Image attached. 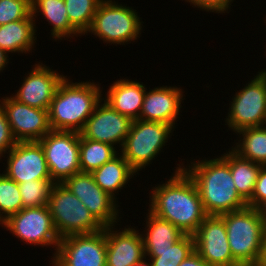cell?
Masks as SVG:
<instances>
[{"label": "cell", "instance_id": "29", "mask_svg": "<svg viewBox=\"0 0 266 266\" xmlns=\"http://www.w3.org/2000/svg\"><path fill=\"white\" fill-rule=\"evenodd\" d=\"M102 0H64L70 24L85 35Z\"/></svg>", "mask_w": 266, "mask_h": 266}, {"label": "cell", "instance_id": "11", "mask_svg": "<svg viewBox=\"0 0 266 266\" xmlns=\"http://www.w3.org/2000/svg\"><path fill=\"white\" fill-rule=\"evenodd\" d=\"M63 184L82 201L103 227L116 225L121 219L118 201L95 183L91 173H76Z\"/></svg>", "mask_w": 266, "mask_h": 266}, {"label": "cell", "instance_id": "16", "mask_svg": "<svg viewBox=\"0 0 266 266\" xmlns=\"http://www.w3.org/2000/svg\"><path fill=\"white\" fill-rule=\"evenodd\" d=\"M56 254L69 266H106L105 229L60 239Z\"/></svg>", "mask_w": 266, "mask_h": 266}, {"label": "cell", "instance_id": "18", "mask_svg": "<svg viewBox=\"0 0 266 266\" xmlns=\"http://www.w3.org/2000/svg\"><path fill=\"white\" fill-rule=\"evenodd\" d=\"M130 227L121 231L115 225L104 227L106 266H134L145 257L142 235L136 227Z\"/></svg>", "mask_w": 266, "mask_h": 266}, {"label": "cell", "instance_id": "38", "mask_svg": "<svg viewBox=\"0 0 266 266\" xmlns=\"http://www.w3.org/2000/svg\"><path fill=\"white\" fill-rule=\"evenodd\" d=\"M9 59L10 58H9L8 54L5 51H3V50L0 49V73H1V71L3 72V70L5 69V67L8 66Z\"/></svg>", "mask_w": 266, "mask_h": 266}, {"label": "cell", "instance_id": "31", "mask_svg": "<svg viewBox=\"0 0 266 266\" xmlns=\"http://www.w3.org/2000/svg\"><path fill=\"white\" fill-rule=\"evenodd\" d=\"M53 185L54 182L51 179L30 180L18 184L23 208L48 205Z\"/></svg>", "mask_w": 266, "mask_h": 266}, {"label": "cell", "instance_id": "2", "mask_svg": "<svg viewBox=\"0 0 266 266\" xmlns=\"http://www.w3.org/2000/svg\"><path fill=\"white\" fill-rule=\"evenodd\" d=\"M218 158L191 161L182 169L195 183L207 215L242 209L247 203L237 193L230 170V149Z\"/></svg>", "mask_w": 266, "mask_h": 266}, {"label": "cell", "instance_id": "30", "mask_svg": "<svg viewBox=\"0 0 266 266\" xmlns=\"http://www.w3.org/2000/svg\"><path fill=\"white\" fill-rule=\"evenodd\" d=\"M23 209L18 184L0 173V225L8 217Z\"/></svg>", "mask_w": 266, "mask_h": 266}, {"label": "cell", "instance_id": "34", "mask_svg": "<svg viewBox=\"0 0 266 266\" xmlns=\"http://www.w3.org/2000/svg\"><path fill=\"white\" fill-rule=\"evenodd\" d=\"M183 1V0H182ZM189 2L192 7L199 8L202 11L214 12V13H229L228 9H231V4L234 0H185ZM232 2V3H231Z\"/></svg>", "mask_w": 266, "mask_h": 266}, {"label": "cell", "instance_id": "5", "mask_svg": "<svg viewBox=\"0 0 266 266\" xmlns=\"http://www.w3.org/2000/svg\"><path fill=\"white\" fill-rule=\"evenodd\" d=\"M141 20L133 7L102 0L86 35L91 33L106 44H129L140 38L144 23Z\"/></svg>", "mask_w": 266, "mask_h": 266}, {"label": "cell", "instance_id": "4", "mask_svg": "<svg viewBox=\"0 0 266 266\" xmlns=\"http://www.w3.org/2000/svg\"><path fill=\"white\" fill-rule=\"evenodd\" d=\"M219 216L224 220L233 258L241 266H256L266 228L257 208L246 206Z\"/></svg>", "mask_w": 266, "mask_h": 266}, {"label": "cell", "instance_id": "14", "mask_svg": "<svg viewBox=\"0 0 266 266\" xmlns=\"http://www.w3.org/2000/svg\"><path fill=\"white\" fill-rule=\"evenodd\" d=\"M7 154L3 173L17 184L51 179L43 147L38 141L17 142Z\"/></svg>", "mask_w": 266, "mask_h": 266}, {"label": "cell", "instance_id": "40", "mask_svg": "<svg viewBox=\"0 0 266 266\" xmlns=\"http://www.w3.org/2000/svg\"><path fill=\"white\" fill-rule=\"evenodd\" d=\"M53 259L50 261L52 262V266H69L67 265L56 253H53Z\"/></svg>", "mask_w": 266, "mask_h": 266}, {"label": "cell", "instance_id": "20", "mask_svg": "<svg viewBox=\"0 0 266 266\" xmlns=\"http://www.w3.org/2000/svg\"><path fill=\"white\" fill-rule=\"evenodd\" d=\"M146 90L143 82L122 78L110 85L102 99L120 114L136 120L139 119Z\"/></svg>", "mask_w": 266, "mask_h": 266}, {"label": "cell", "instance_id": "8", "mask_svg": "<svg viewBox=\"0 0 266 266\" xmlns=\"http://www.w3.org/2000/svg\"><path fill=\"white\" fill-rule=\"evenodd\" d=\"M260 71L230 101L225 122L235 133L266 126V69Z\"/></svg>", "mask_w": 266, "mask_h": 266}, {"label": "cell", "instance_id": "28", "mask_svg": "<svg viewBox=\"0 0 266 266\" xmlns=\"http://www.w3.org/2000/svg\"><path fill=\"white\" fill-rule=\"evenodd\" d=\"M193 251L194 237L193 235L185 234L164 251H145V257L148 256L151 266H179Z\"/></svg>", "mask_w": 266, "mask_h": 266}, {"label": "cell", "instance_id": "36", "mask_svg": "<svg viewBox=\"0 0 266 266\" xmlns=\"http://www.w3.org/2000/svg\"><path fill=\"white\" fill-rule=\"evenodd\" d=\"M179 266H210L208 265L201 256L194 250L188 255Z\"/></svg>", "mask_w": 266, "mask_h": 266}, {"label": "cell", "instance_id": "39", "mask_svg": "<svg viewBox=\"0 0 266 266\" xmlns=\"http://www.w3.org/2000/svg\"><path fill=\"white\" fill-rule=\"evenodd\" d=\"M257 210L266 226V200L257 207Z\"/></svg>", "mask_w": 266, "mask_h": 266}, {"label": "cell", "instance_id": "37", "mask_svg": "<svg viewBox=\"0 0 266 266\" xmlns=\"http://www.w3.org/2000/svg\"><path fill=\"white\" fill-rule=\"evenodd\" d=\"M256 266H266V228L263 237L261 256Z\"/></svg>", "mask_w": 266, "mask_h": 266}, {"label": "cell", "instance_id": "9", "mask_svg": "<svg viewBox=\"0 0 266 266\" xmlns=\"http://www.w3.org/2000/svg\"><path fill=\"white\" fill-rule=\"evenodd\" d=\"M7 231L26 244L58 250L60 237L55 229L48 205L23 208L1 223Z\"/></svg>", "mask_w": 266, "mask_h": 266}, {"label": "cell", "instance_id": "15", "mask_svg": "<svg viewBox=\"0 0 266 266\" xmlns=\"http://www.w3.org/2000/svg\"><path fill=\"white\" fill-rule=\"evenodd\" d=\"M103 99L98 103L92 115L87 119L80 134L94 141L122 147L130 132L133 120L114 110Z\"/></svg>", "mask_w": 266, "mask_h": 266}, {"label": "cell", "instance_id": "23", "mask_svg": "<svg viewBox=\"0 0 266 266\" xmlns=\"http://www.w3.org/2000/svg\"><path fill=\"white\" fill-rule=\"evenodd\" d=\"M95 183L116 200L120 192L137 173L129 166L128 162L119 153L109 162L93 171Z\"/></svg>", "mask_w": 266, "mask_h": 266}, {"label": "cell", "instance_id": "27", "mask_svg": "<svg viewBox=\"0 0 266 266\" xmlns=\"http://www.w3.org/2000/svg\"><path fill=\"white\" fill-rule=\"evenodd\" d=\"M114 146L84 138L79 133V164L80 171L92 173L109 162L119 152Z\"/></svg>", "mask_w": 266, "mask_h": 266}, {"label": "cell", "instance_id": "10", "mask_svg": "<svg viewBox=\"0 0 266 266\" xmlns=\"http://www.w3.org/2000/svg\"><path fill=\"white\" fill-rule=\"evenodd\" d=\"M38 142L43 147L54 183H63L72 175L81 172L78 132L51 130Z\"/></svg>", "mask_w": 266, "mask_h": 266}, {"label": "cell", "instance_id": "1", "mask_svg": "<svg viewBox=\"0 0 266 266\" xmlns=\"http://www.w3.org/2000/svg\"><path fill=\"white\" fill-rule=\"evenodd\" d=\"M177 165L168 181L152 187L148 210L184 234L193 235L208 215L195 183L182 166Z\"/></svg>", "mask_w": 266, "mask_h": 266}, {"label": "cell", "instance_id": "12", "mask_svg": "<svg viewBox=\"0 0 266 266\" xmlns=\"http://www.w3.org/2000/svg\"><path fill=\"white\" fill-rule=\"evenodd\" d=\"M194 250L210 266H241L232 256L224 220L208 215L193 234Z\"/></svg>", "mask_w": 266, "mask_h": 266}, {"label": "cell", "instance_id": "3", "mask_svg": "<svg viewBox=\"0 0 266 266\" xmlns=\"http://www.w3.org/2000/svg\"><path fill=\"white\" fill-rule=\"evenodd\" d=\"M66 77L59 83L50 103L49 123L55 131L80 133L103 94L100 85L95 82L74 83Z\"/></svg>", "mask_w": 266, "mask_h": 266}, {"label": "cell", "instance_id": "21", "mask_svg": "<svg viewBox=\"0 0 266 266\" xmlns=\"http://www.w3.org/2000/svg\"><path fill=\"white\" fill-rule=\"evenodd\" d=\"M36 20L32 14L19 21L0 25V49L9 53H29L36 43Z\"/></svg>", "mask_w": 266, "mask_h": 266}, {"label": "cell", "instance_id": "35", "mask_svg": "<svg viewBox=\"0 0 266 266\" xmlns=\"http://www.w3.org/2000/svg\"><path fill=\"white\" fill-rule=\"evenodd\" d=\"M266 200V166H262L255 185V189L251 199L247 202V206L257 208Z\"/></svg>", "mask_w": 266, "mask_h": 266}, {"label": "cell", "instance_id": "13", "mask_svg": "<svg viewBox=\"0 0 266 266\" xmlns=\"http://www.w3.org/2000/svg\"><path fill=\"white\" fill-rule=\"evenodd\" d=\"M0 105L17 142L39 141L52 130L48 110L25 105L12 96L1 98Z\"/></svg>", "mask_w": 266, "mask_h": 266}, {"label": "cell", "instance_id": "19", "mask_svg": "<svg viewBox=\"0 0 266 266\" xmlns=\"http://www.w3.org/2000/svg\"><path fill=\"white\" fill-rule=\"evenodd\" d=\"M183 89L177 86H161L154 87L149 91H145L142 104L140 120L162 122L172 125L175 128V122L178 120L179 112H181L183 97L185 96Z\"/></svg>", "mask_w": 266, "mask_h": 266}, {"label": "cell", "instance_id": "6", "mask_svg": "<svg viewBox=\"0 0 266 266\" xmlns=\"http://www.w3.org/2000/svg\"><path fill=\"white\" fill-rule=\"evenodd\" d=\"M174 129L172 125L162 122L133 120L119 154L138 174V171L149 166L163 151Z\"/></svg>", "mask_w": 266, "mask_h": 266}, {"label": "cell", "instance_id": "26", "mask_svg": "<svg viewBox=\"0 0 266 266\" xmlns=\"http://www.w3.org/2000/svg\"><path fill=\"white\" fill-rule=\"evenodd\" d=\"M262 165L241 158L230 150V170L237 193L247 203L254 192L257 177Z\"/></svg>", "mask_w": 266, "mask_h": 266}, {"label": "cell", "instance_id": "17", "mask_svg": "<svg viewBox=\"0 0 266 266\" xmlns=\"http://www.w3.org/2000/svg\"><path fill=\"white\" fill-rule=\"evenodd\" d=\"M33 66L12 97L25 105L48 110L54 93L65 76L41 62Z\"/></svg>", "mask_w": 266, "mask_h": 266}, {"label": "cell", "instance_id": "33", "mask_svg": "<svg viewBox=\"0 0 266 266\" xmlns=\"http://www.w3.org/2000/svg\"><path fill=\"white\" fill-rule=\"evenodd\" d=\"M17 143L14 138L9 122L7 121L6 114L3 107L0 105V160L1 157L5 158L8 153Z\"/></svg>", "mask_w": 266, "mask_h": 266}, {"label": "cell", "instance_id": "24", "mask_svg": "<svg viewBox=\"0 0 266 266\" xmlns=\"http://www.w3.org/2000/svg\"><path fill=\"white\" fill-rule=\"evenodd\" d=\"M146 215V231L141 232L145 251H164L185 235L175 225L155 216L149 210Z\"/></svg>", "mask_w": 266, "mask_h": 266}, {"label": "cell", "instance_id": "32", "mask_svg": "<svg viewBox=\"0 0 266 266\" xmlns=\"http://www.w3.org/2000/svg\"><path fill=\"white\" fill-rule=\"evenodd\" d=\"M31 14V0H0V25L27 19Z\"/></svg>", "mask_w": 266, "mask_h": 266}, {"label": "cell", "instance_id": "41", "mask_svg": "<svg viewBox=\"0 0 266 266\" xmlns=\"http://www.w3.org/2000/svg\"><path fill=\"white\" fill-rule=\"evenodd\" d=\"M148 260V262L146 261ZM134 266H151V262H150V259L147 257H144L142 260H140L136 265Z\"/></svg>", "mask_w": 266, "mask_h": 266}, {"label": "cell", "instance_id": "25", "mask_svg": "<svg viewBox=\"0 0 266 266\" xmlns=\"http://www.w3.org/2000/svg\"><path fill=\"white\" fill-rule=\"evenodd\" d=\"M236 134L240 140L230 149L243 159L266 166V126L245 128Z\"/></svg>", "mask_w": 266, "mask_h": 266}, {"label": "cell", "instance_id": "7", "mask_svg": "<svg viewBox=\"0 0 266 266\" xmlns=\"http://www.w3.org/2000/svg\"><path fill=\"white\" fill-rule=\"evenodd\" d=\"M48 207L60 239L99 232L104 227L63 183H54Z\"/></svg>", "mask_w": 266, "mask_h": 266}, {"label": "cell", "instance_id": "22", "mask_svg": "<svg viewBox=\"0 0 266 266\" xmlns=\"http://www.w3.org/2000/svg\"><path fill=\"white\" fill-rule=\"evenodd\" d=\"M31 10L34 19L40 13L52 25L50 33L55 41L81 36L70 24L64 0H31Z\"/></svg>", "mask_w": 266, "mask_h": 266}]
</instances>
